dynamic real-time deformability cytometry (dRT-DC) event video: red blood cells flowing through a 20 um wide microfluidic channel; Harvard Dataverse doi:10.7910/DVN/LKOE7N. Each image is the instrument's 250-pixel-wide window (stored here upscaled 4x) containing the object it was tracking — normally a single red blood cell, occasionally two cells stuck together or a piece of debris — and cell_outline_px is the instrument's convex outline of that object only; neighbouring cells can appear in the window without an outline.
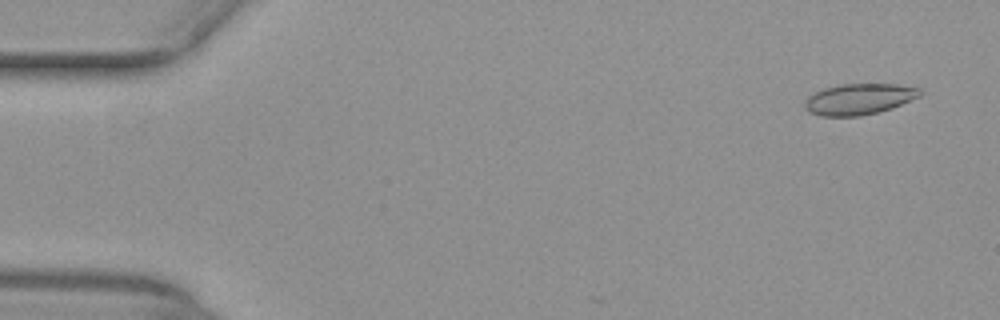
{"species": "common noctule bat (a hibernating species)", "species_latin": "Nyctalus noctula", "temperature_condition": "warm", "stored_images_in_passage": 48, "camera_frame_rate_fps": 3000, "um_per_image_px": 0.085, "animal": {"sex": "female", "body_mass_g": 29.2, "forearm_length_mm": 56.3}, "frame": {"image": 1, "passage_image": 3, "time_ms": 0.667, "image_size_px": [1000, 320], "cell_outline_px": [[924, 92], [920, 96], [892, 108], [880, 112], [860, 116], [820, 116], [808, 112], [804, 108], [804, 100], [808, 96], [824, 88], [840, 84], [896, 84], [920, 88]], "centroid_in_image_um": [73.01, 8.43], "position_along_channel_um": 12.0, "area_um2": 21.04}}
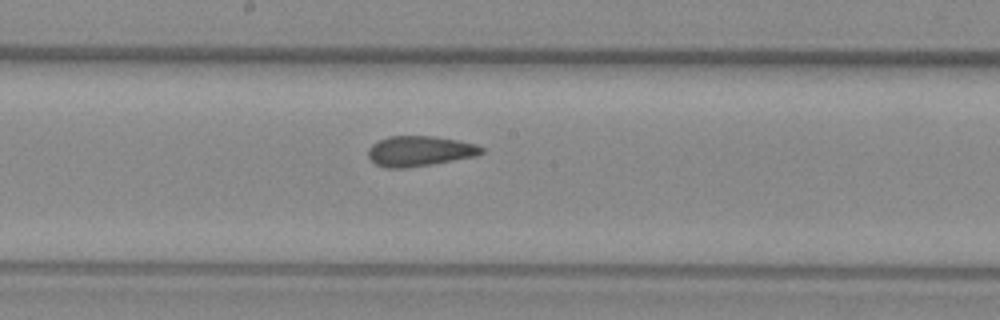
{"frame": {"image": 2, "passage_image": 28, "time_ms": 9.0, "image_size_px": [1000, 320], "cell_outline_px": [[484, 152], [476, 156], [432, 164], [404, 168], [384, 168], [376, 164], [368, 156], [368, 148], [372, 144], [388, 136], [432, 136], [456, 140], [476, 144], [484, 148]], "centroid_in_image_um": [35.66, 12.84], "position_along_channel_um": 212.5, "area_um2": 19.94}}
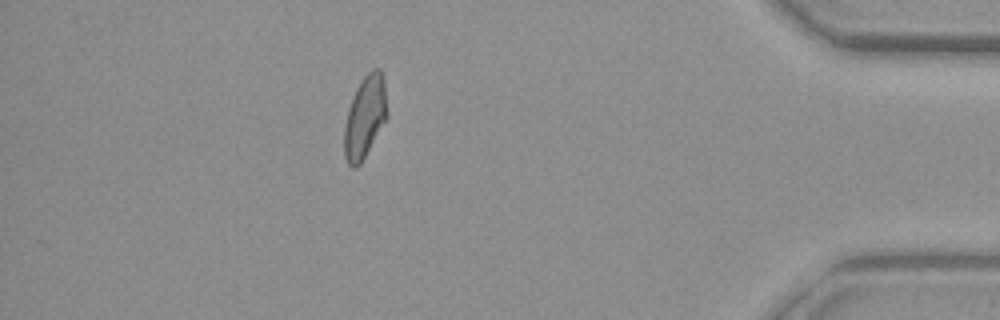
{"frame": {"image": 3, "passage_image": 46, "time_ms": 15.0, "image_size_px": [1000, 320], "cell_outline_px": [[388, 116], [360, 164], [356, 168], [352, 168], [348, 164], [344, 156], [344, 124], [348, 108], [356, 88], [360, 80], [372, 68], [380, 68], [384, 80], [388, 112]], "centroid_in_image_um": [31.01, 9.92], "position_along_channel_um": 404.2, "area_um2": 20.69}, "authors_computed_cell_mechanics": {"area_um2": 20.7213, "velocity_mm_per_s": 4.0063, "shape_relaxation_time_tau1_ms": null, "shape_relaxation_time_tau2_ms": 1.6742, "deformation_change_tau1": null, "deformation_change_tau2": 0.0754}}